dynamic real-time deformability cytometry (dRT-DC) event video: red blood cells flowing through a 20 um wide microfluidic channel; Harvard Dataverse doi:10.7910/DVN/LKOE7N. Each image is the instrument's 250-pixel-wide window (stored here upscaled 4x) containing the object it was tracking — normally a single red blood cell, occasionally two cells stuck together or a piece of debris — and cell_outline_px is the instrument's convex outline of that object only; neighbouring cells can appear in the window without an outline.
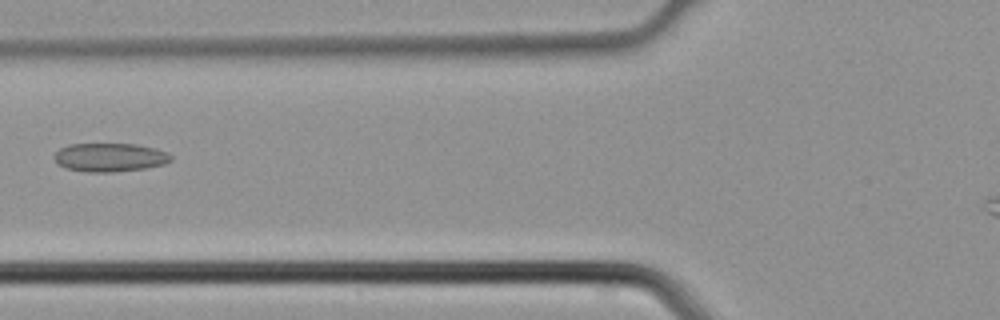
{"species": "common noctule bat (a hibernating species)", "species_latin": "Nyctalus noctula", "temperature_condition": "cold", "stored_images_in_passage": 6, "camera_frame_rate_fps": 3000, "um_per_image_px": 0.085, "animal": {"sex": "male", "body_mass_g": 21.5, "forearm_length_mm": 52.0}, "frame": {"image": 1, "passage_image": 6, "time_ms": 1.667, "image_size_px": [1000, 320], "cell_outline_px": [[172, 160], [164, 164], [144, 168], [112, 172], [88, 172], [64, 168], [56, 164], [52, 156], [60, 148], [68, 144], [136, 144], [156, 148], [168, 152], [172, 156]], "centroid_in_image_um": [9.31, 13.37], "position_along_channel_um": 116.5, "area_um2": 19.65}}